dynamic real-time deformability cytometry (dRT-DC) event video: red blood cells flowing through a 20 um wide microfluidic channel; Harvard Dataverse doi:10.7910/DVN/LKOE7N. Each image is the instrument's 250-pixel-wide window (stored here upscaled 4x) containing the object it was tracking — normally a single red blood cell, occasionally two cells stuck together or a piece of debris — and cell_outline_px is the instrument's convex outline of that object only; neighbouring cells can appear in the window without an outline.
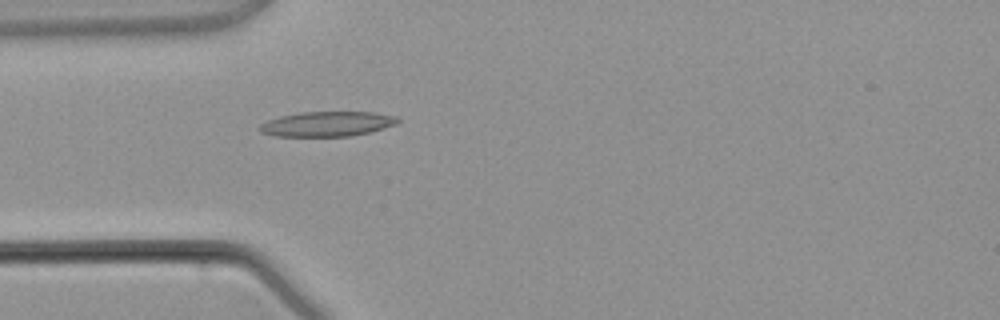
{"species": "common noctule bat (a hibernating species)", "species_latin": "Nyctalus noctula", "temperature_condition": "warm", "stored_images_in_passage": 4, "camera_frame_rate_fps": 3000, "um_per_image_px": 0.085, "animal": {"sex": "male", "body_mass_g": 21.5, "forearm_length_mm": 52.0}, "frame": {"image": 1, "passage_image": 4, "time_ms": 3.667, "image_size_px": [1000, 320], "cell_outline_px": [[400, 120], [396, 124], [384, 128], [352, 136], [276, 136], [260, 132], [256, 128], [260, 124], [268, 120], [280, 116], [300, 112], [376, 112], [396, 116]], "centroid_in_image_um": [27.79, 10.53], "position_along_channel_um": 57.2, "area_um2": 20.11}}